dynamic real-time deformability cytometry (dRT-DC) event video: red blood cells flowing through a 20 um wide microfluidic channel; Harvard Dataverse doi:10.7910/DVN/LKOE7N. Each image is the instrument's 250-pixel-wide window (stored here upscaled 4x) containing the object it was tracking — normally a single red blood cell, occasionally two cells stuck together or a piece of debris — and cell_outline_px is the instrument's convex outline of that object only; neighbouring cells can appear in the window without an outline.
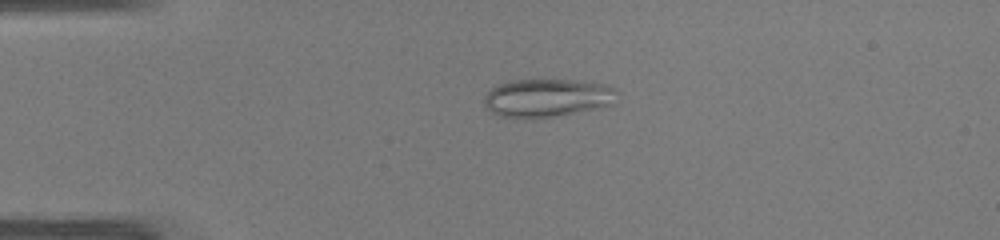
{"species": "common noctule bat (a hibernating species)", "species_latin": "Nyctalus noctula", "temperature_condition": "warm", "stored_images_in_passage": 37, "camera_frame_rate_fps": 3000, "um_per_image_px": 0.085, "animal": {"sex": "male", "body_mass_g": 19.0, "forearm_length_mm": 50.8}, "frame": {"image": 1, "passage_image": 1, "time_ms": 0.0, "image_size_px": [1000, 240], "cell_outline_px": [[616, 88], [612, 104], [556, 116], [536, 120], [532, 120], [500, 116], [484, 108], [484, 96], [492, 88], [500, 84], [512, 80], [576, 80], [604, 84]], "centroid_in_image_um": [46.43, 8.34], "position_along_channel_um": 38.6, "area_um2": 29.59}}
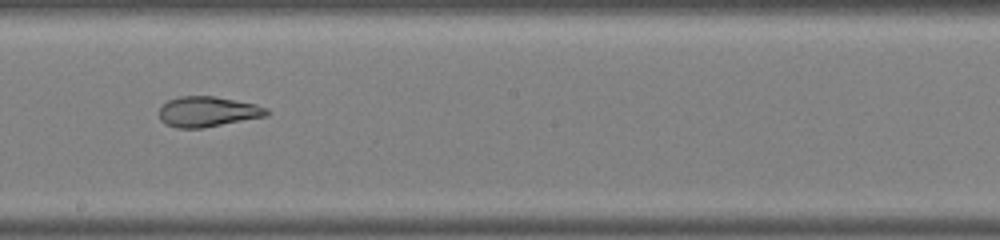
{"frame": {"image": 2, "passage_image": 17, "time_ms": 5.333, "image_size_px": [1000, 240], "cell_outline_px": [[272, 112], [268, 116], [204, 128], [176, 128], [164, 124], [160, 120], [160, 108], [168, 100], [180, 96], [212, 96], [256, 104], [268, 108]], "centroid_in_image_um": [17.69, 9.5], "position_along_channel_um": 230.5, "area_um2": 19.19}}
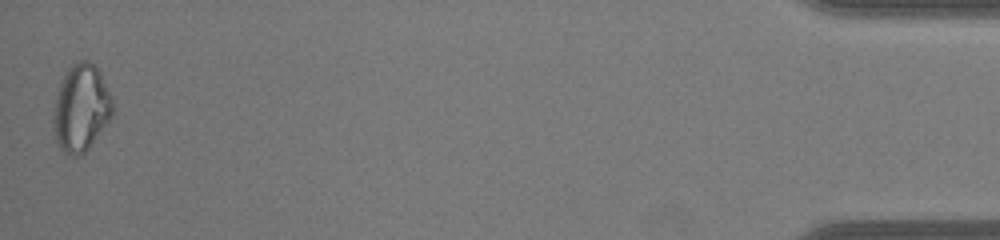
{"frame": {"image": 3, "passage_image": 37, "time_ms": 12.0, "image_size_px": [1000, 240], "cell_outline_px": [[112, 116], [88, 148], [80, 156], [72, 156], [64, 152], [60, 148], [56, 140], [52, 124], [56, 92], [64, 72], [72, 64], [80, 60], [88, 60], [96, 68], [112, 100]], "centroid_in_image_um": [6.84, 9.19], "position_along_channel_um": 428.4, "area_um2": 29.65}, "authors_computed_cell_mechanics": {"area_um2": 22.0796, "velocity_mm_per_s": 4.2602, "shape_relaxation_time_tau1_ms": null, "shape_relaxation_time_tau2_ms": 1.6291, "deformation_change_tau1": null, "deformation_change_tau2": 0.0632}}